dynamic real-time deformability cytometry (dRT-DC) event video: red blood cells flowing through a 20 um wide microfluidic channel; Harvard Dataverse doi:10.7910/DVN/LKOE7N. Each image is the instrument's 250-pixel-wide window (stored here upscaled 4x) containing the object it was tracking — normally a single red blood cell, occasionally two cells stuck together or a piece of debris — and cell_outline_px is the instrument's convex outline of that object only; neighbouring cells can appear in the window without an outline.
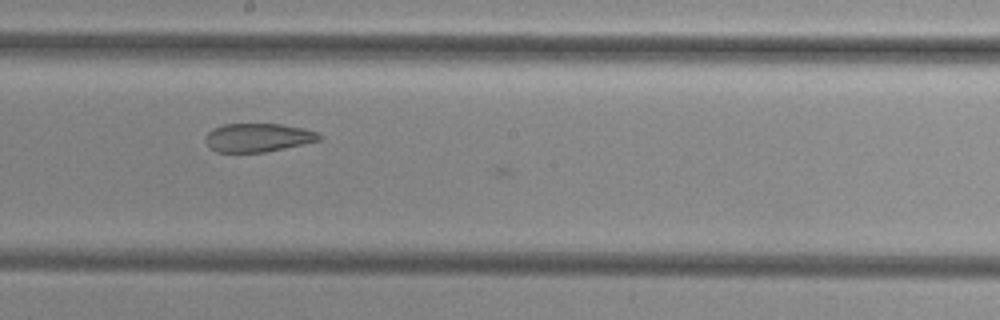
{"species": "common noctule bat (a hibernating species)", "species_latin": "Nyctalus noctula", "temperature_condition": "cold", "stored_images_in_passage": 25, "camera_frame_rate_fps": 3000, "um_per_image_px": 0.085, "animal": {"sex": "female", "body_mass_g": 29.2, "forearm_length_mm": 56.3}, "frame": {"image": 1, "passage_image": 24, "time_ms": 7.667, "image_size_px": [1000, 320], "cell_outline_px": [[320, 140], [304, 144], [264, 152], [216, 152], [204, 140], [208, 132], [212, 128], [224, 124], [280, 124], [304, 128], [316, 132], [320, 136]], "centroid_in_image_um": [21.91, 11.69], "position_along_channel_um": 226.3, "area_um2": 18.79}}